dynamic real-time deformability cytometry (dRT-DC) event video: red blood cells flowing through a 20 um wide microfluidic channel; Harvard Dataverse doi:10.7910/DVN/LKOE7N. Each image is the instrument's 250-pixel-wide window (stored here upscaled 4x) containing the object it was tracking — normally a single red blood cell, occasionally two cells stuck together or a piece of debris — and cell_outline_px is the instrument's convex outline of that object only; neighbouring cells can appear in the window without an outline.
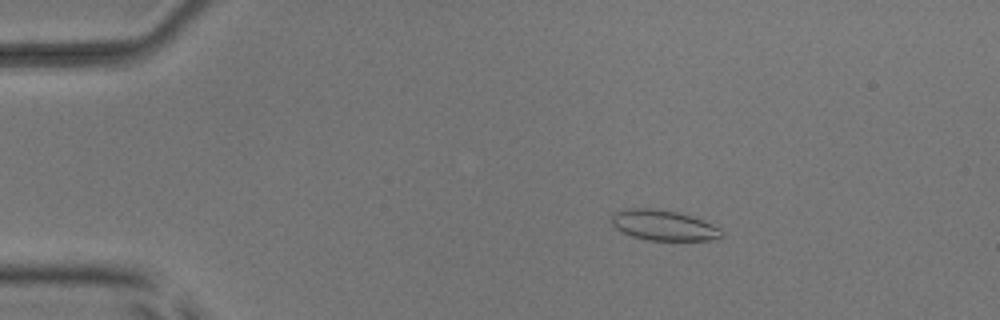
{"species": "common noctule bat (a hibernating species)", "species_latin": "Nyctalus noctula", "temperature_condition": "room temperature", "stored_images_in_passage": 46, "camera_frame_rate_fps": 3000, "um_per_image_px": 0.085, "animal": {"sex": "male", "body_mass_g": 17.9, "forearm_length_mm": 54.2}, "frame": {"image": 1, "passage_image": 3, "time_ms": 0.667, "image_size_px": [1000, 320], "cell_outline_px": [[724, 236], [720, 240], [648, 240], [632, 236], [620, 232], [612, 224], [612, 216], [616, 212], [624, 208], [652, 208], [676, 212], [700, 220], [720, 228], [724, 232]], "centroid_in_image_um": [56.4, 19.17], "position_along_channel_um": 28.6, "area_um2": 19.42}}
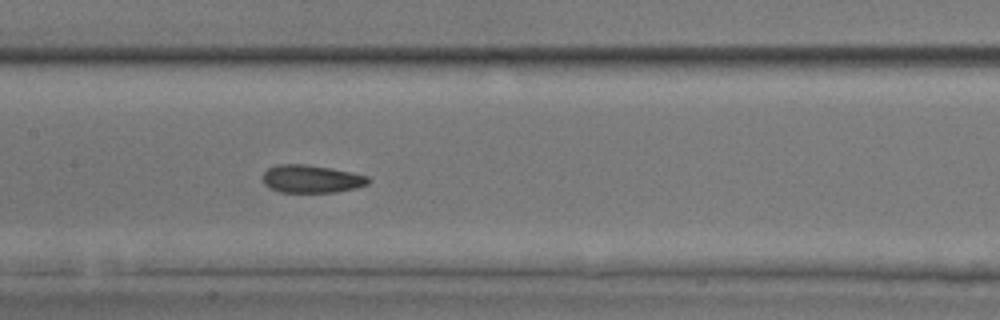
{"frame": {"image": 2, "passage_image": 20, "time_ms": 6.333, "image_size_px": [1000, 320], "cell_outline_px": [[372, 180], [368, 184], [356, 188], [336, 192], [280, 192], [268, 188], [264, 184], [260, 176], [268, 168], [276, 164], [304, 164], [328, 168], [368, 176]], "centroid_in_image_um": [26.42, 15.21], "position_along_channel_um": 181.0, "area_um2": 17.22}}
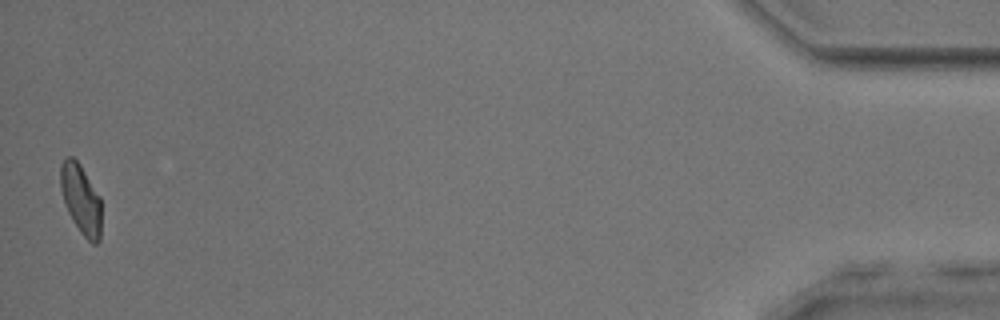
{"frame": {"image": 3, "passage_image": 46, "time_ms": 15.0, "image_size_px": [1000, 320], "cell_outline_px": [[100, 240], [96, 244], [92, 244], [80, 232], [72, 220], [68, 212], [60, 188], [60, 164], [68, 156], [72, 156], [80, 164], [100, 196]], "centroid_in_image_um": [6.87, 16.93], "position_along_channel_um": 428.3, "area_um2": 16.53}, "authors_computed_cell_mechanics": {"area_um2": 17.2244, "velocity_mm_per_s": 3.897, "shape_relaxation_time_tau1_ms": 5.6803, "shape_relaxation_time_tau2_ms": 2.2556, "deformation_change_tau1": 0.1418, "deformation_change_tau2": 0.1004}}